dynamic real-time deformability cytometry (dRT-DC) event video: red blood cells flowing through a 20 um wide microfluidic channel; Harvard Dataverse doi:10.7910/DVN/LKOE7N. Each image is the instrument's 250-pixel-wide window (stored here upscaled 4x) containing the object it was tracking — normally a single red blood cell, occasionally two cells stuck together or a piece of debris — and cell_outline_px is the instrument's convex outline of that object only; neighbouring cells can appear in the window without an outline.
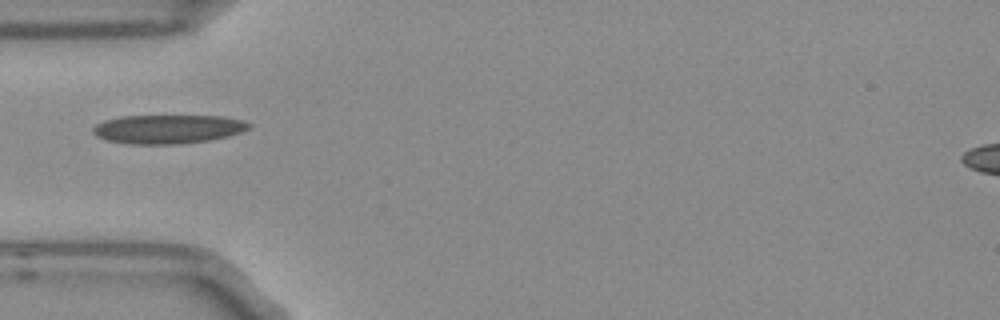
{"species": "Egyptian fruit bat (a non-hibernating species)", "species_latin": "Rousettus aegyptiacus", "temperature_condition": "room temperature", "stored_images_in_passage": 1, "camera_frame_rate_fps": 3000, "um_per_image_px": 0.085, "frame": {"image": 1, "passage_image": 1, "time_ms": 0.0, "image_size_px": [1000, 320], "cell_outline_px": [[252, 128], [228, 136], [208, 140], [180, 144], [128, 144], [108, 140], [96, 136], [92, 132], [92, 128], [96, 124], [104, 120], [120, 116], [224, 116], [244, 120], [252, 124]], "centroid_in_image_um": [14.29, 10.97], "position_along_channel_um": 70.7, "area_um2": 26.41}}